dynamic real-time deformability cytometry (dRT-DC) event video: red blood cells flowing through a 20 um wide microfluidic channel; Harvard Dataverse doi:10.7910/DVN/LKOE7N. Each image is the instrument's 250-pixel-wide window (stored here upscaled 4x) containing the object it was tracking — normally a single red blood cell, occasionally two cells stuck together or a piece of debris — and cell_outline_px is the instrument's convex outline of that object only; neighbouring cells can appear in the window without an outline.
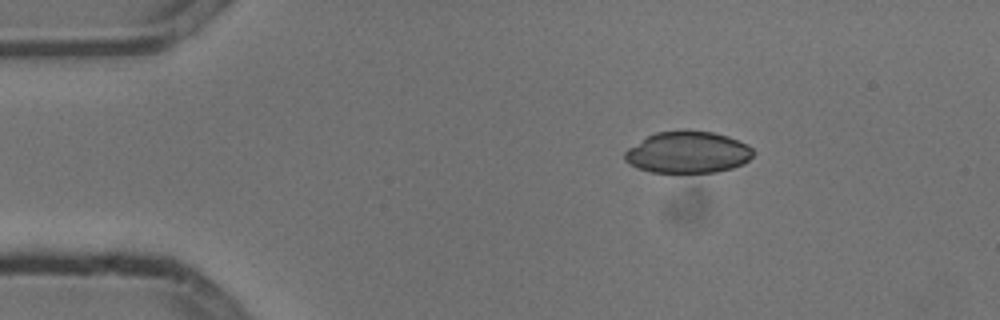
{"species": "common noctule bat (a hibernating species)", "species_latin": "Nyctalus noctula", "temperature_condition": "cold", "stored_images_in_passage": 6, "camera_frame_rate_fps": 3000, "um_per_image_px": 0.085, "animal": {"sex": "male", "body_mass_g": 13.3}, "frame": {"image": 1, "passage_image": 1, "time_ms": 0.0, "image_size_px": [1000, 320], "cell_outline_px": [[756, 152], [744, 164], [732, 168], [716, 172], [652, 172], [636, 168], [628, 164], [624, 160], [624, 152], [628, 148], [648, 136], [656, 132], [684, 128], [712, 132], [728, 136], [748, 144]], "centroid_in_image_um": [58.46, 12.93], "position_along_channel_um": 26.5, "area_um2": 31.73}}
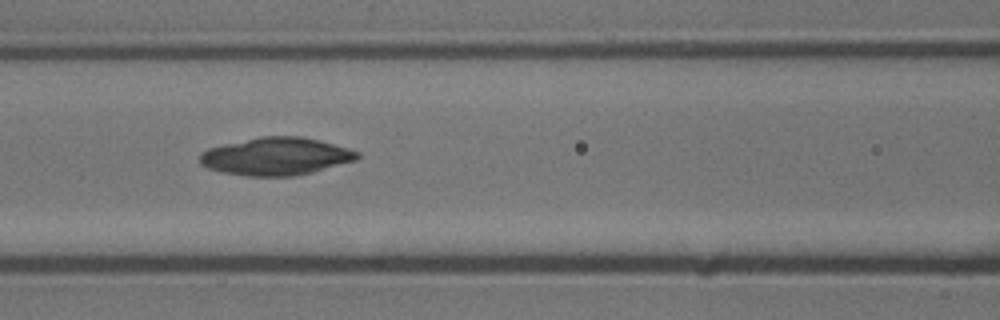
{"frame": {"image": 2, "passage_image": 5, "time_ms": 1.333, "image_size_px": [1000, 320], "cell_outline_px": [[360, 156], [356, 160], [312, 172], [292, 176], [248, 176], [220, 172], [208, 168], [200, 164], [200, 152], [208, 148], [224, 144], [260, 136], [300, 136], [320, 140], [348, 148], [360, 152]], "centroid_in_image_um": [23.45, 13.29], "position_along_channel_um": 143.2, "area_um2": 34.62}}
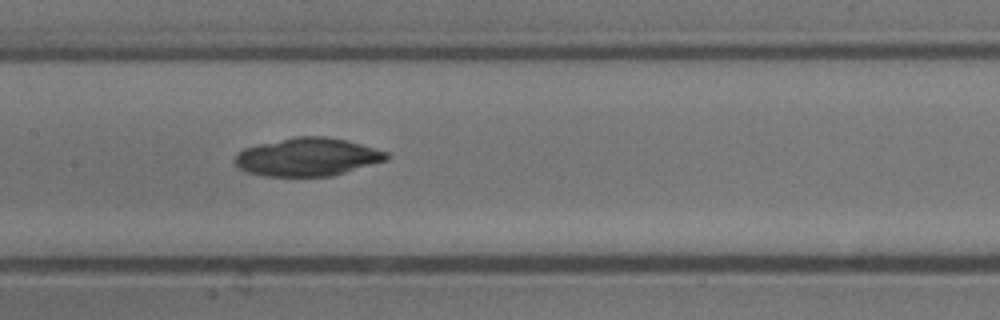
{"frame": {"image": 3, "passage_image": 6, "time_ms": 1.667, "image_size_px": [1000, 320], "cell_outline_px": [[388, 160], [332, 176], [264, 176], [248, 172], [240, 168], [232, 160], [236, 152], [244, 148], [256, 144], [296, 136], [324, 136], [344, 140], [360, 144], [388, 152]], "centroid_in_image_um": [26.1, 13.34], "position_along_channel_um": 181.3, "area_um2": 33.76}}